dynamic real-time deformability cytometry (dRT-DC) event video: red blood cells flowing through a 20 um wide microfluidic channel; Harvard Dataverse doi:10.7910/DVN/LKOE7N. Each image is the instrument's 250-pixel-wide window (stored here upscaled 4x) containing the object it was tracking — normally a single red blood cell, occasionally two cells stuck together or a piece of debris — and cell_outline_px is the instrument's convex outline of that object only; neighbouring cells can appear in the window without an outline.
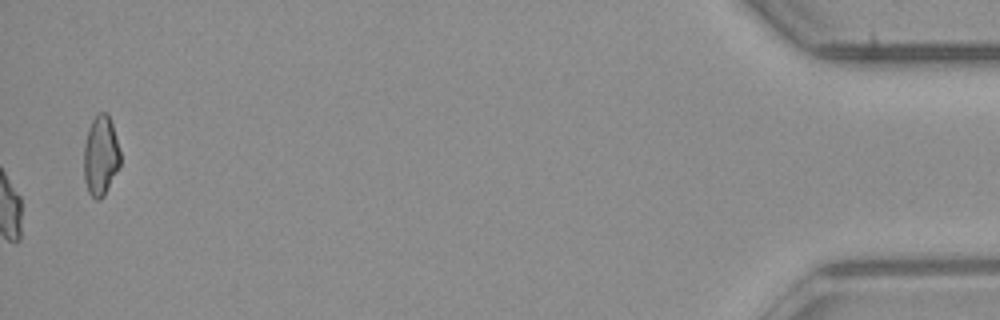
{"species": "common noctule bat (a hibernating species)", "species_latin": "Nyctalus noctula", "temperature_condition": "room temperature", "stored_images_in_passage": 54, "camera_frame_rate_fps": 3000, "um_per_image_px": 0.085, "animal": {"sex": "male", "body_mass_g": 23.1, "forearm_length_mm": 52.7}, "frame": {"image": 1, "passage_image": 54, "time_ms": 17.667, "image_size_px": [1000, 320], "cell_outline_px": [[120, 164], [104, 196], [100, 200], [96, 200], [88, 192], [84, 180], [84, 144], [92, 120], [96, 112], [108, 112], [112, 124], [120, 152]], "centroid_in_image_um": [8.55, 13.23], "position_along_channel_um": 426.7, "area_um2": 16.94}, "authors_computed_cell_mechanics": {"area_um2": 16.7042, "velocity_mm_per_s": 3.9825, "shape_relaxation_time_tau1_ms": 8.4406, "shape_relaxation_time_tau2_ms": null, "deformation_change_tau1": 0.1848, "deformation_change_tau2": null}}